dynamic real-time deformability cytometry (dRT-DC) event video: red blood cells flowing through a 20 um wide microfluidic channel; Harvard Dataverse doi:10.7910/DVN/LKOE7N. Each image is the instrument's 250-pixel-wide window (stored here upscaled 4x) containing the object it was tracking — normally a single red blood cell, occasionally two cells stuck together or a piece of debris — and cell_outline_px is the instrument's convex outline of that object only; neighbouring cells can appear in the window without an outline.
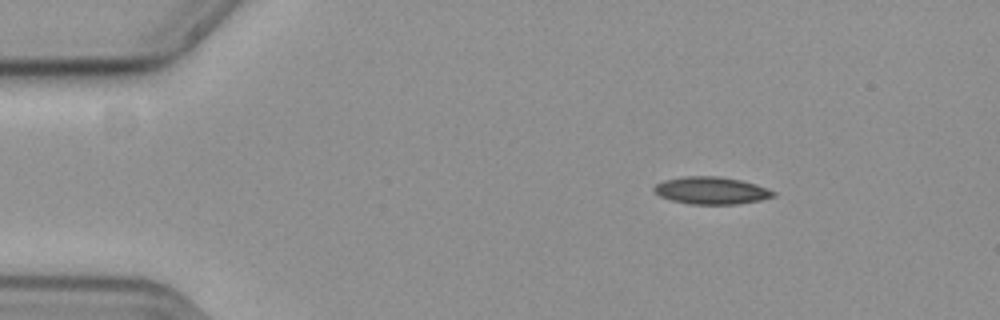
{"species": "common noctule bat (a hibernating species)", "species_latin": "Nyctalus noctula", "temperature_condition": "cold", "stored_images_in_passage": 8, "camera_frame_rate_fps": 3000, "um_per_image_px": 0.085, "animal": {"sex": "female", "body_mass_g": 19.3, "forearm_length_mm": 54.1}, "frame": {"image": 1, "passage_image": 1, "time_ms": 0.0, "image_size_px": [1000, 320], "cell_outline_px": [[776, 196], [760, 200], [736, 204], [692, 204], [672, 200], [660, 196], [652, 188], [656, 184], [664, 180], [684, 176], [720, 176], [740, 180], [756, 184], [776, 192]], "centroid_in_image_um": [60.47, 16.19], "position_along_channel_um": 24.5, "area_um2": 18.9}}